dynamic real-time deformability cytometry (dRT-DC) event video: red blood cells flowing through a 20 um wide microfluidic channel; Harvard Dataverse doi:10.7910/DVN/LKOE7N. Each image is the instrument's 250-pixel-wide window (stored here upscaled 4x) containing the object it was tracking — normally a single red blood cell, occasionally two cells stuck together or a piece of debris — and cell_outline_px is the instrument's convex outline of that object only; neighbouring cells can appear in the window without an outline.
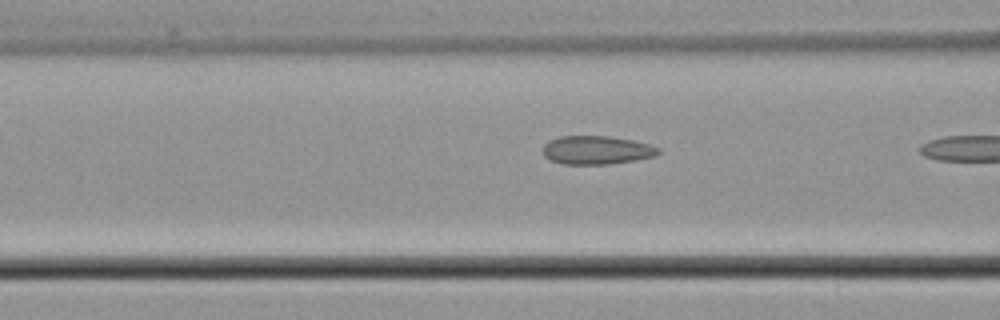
{"species": "common noctule bat (a hibernating species)", "species_latin": "Nyctalus noctula", "temperature_condition": "cold", "stored_images_in_passage": 7, "camera_frame_rate_fps": 3000, "um_per_image_px": 0.085, "animal": {"sex": "male", "body_mass_g": 21.5, "forearm_length_mm": 52.0}, "frame": {"image": 1, "passage_image": 6, "time_ms": 1.667, "image_size_px": [1000, 320], "cell_outline_px": [[660, 152], [656, 156], [636, 160], [608, 164], [564, 164], [552, 160], [544, 156], [544, 144], [548, 140], [560, 136], [608, 136], [632, 140], [652, 144], [660, 148]], "centroid_in_image_um": [50.75, 12.75], "position_along_channel_um": 115.8, "area_um2": 19.25}}